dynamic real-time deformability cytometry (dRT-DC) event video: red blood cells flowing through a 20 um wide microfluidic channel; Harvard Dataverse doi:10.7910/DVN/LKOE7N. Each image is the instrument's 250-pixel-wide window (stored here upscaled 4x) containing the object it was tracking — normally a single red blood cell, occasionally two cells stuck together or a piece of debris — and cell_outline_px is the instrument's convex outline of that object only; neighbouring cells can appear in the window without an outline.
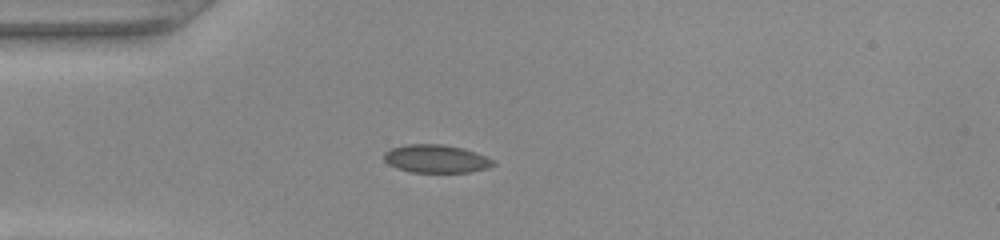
{"species": "common noctule bat (a hibernating species)", "species_latin": "Nyctalus noctula", "temperature_condition": "warm", "stored_images_in_passage": 36, "camera_frame_rate_fps": 3000, "um_per_image_px": 0.085, "animal": {"sex": "female", "body_mass_g": 22.0, "forearm_length_mm": 56.7}, "frame": {"image": 1, "passage_image": 1, "time_ms": 0.0, "image_size_px": [1000, 240], "cell_outline_px": [[496, 164], [488, 168], [468, 172], [412, 172], [396, 168], [388, 164], [384, 160], [384, 152], [392, 148], [408, 144], [444, 144], [464, 148], [476, 152], [496, 160]], "centroid_in_image_um": [37.1, 13.49], "position_along_channel_um": 47.9, "area_um2": 18.03}}
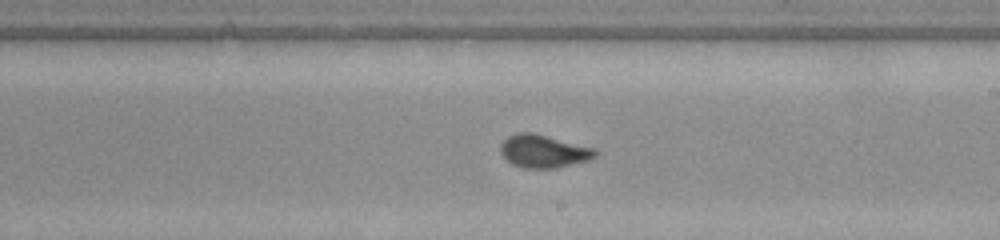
{"frame": {"image": 2, "passage_image": 16, "time_ms": 5.0, "image_size_px": [1000, 240], "cell_outline_px": [[600, 152], [596, 156], [588, 160], [556, 168], [524, 168], [512, 164], [500, 152], [500, 144], [508, 136], [516, 132], [532, 132], [596, 148]], "centroid_in_image_um": [46.22, 12.84], "position_along_channel_um": 242.8, "area_um2": 18.26}}
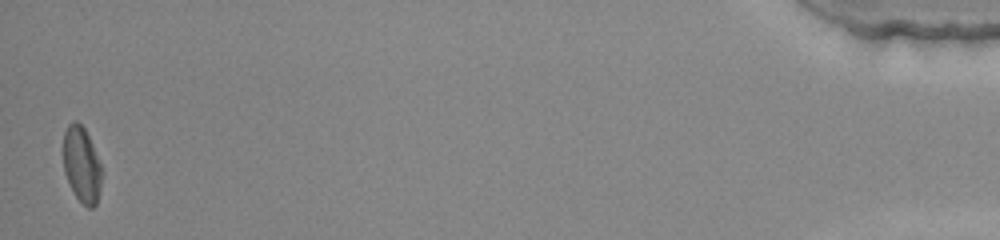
{"frame": {"image": 3, "passage_image": 36, "time_ms": 11.667, "image_size_px": [1000, 240], "cell_outline_px": [[100, 188], [96, 204], [92, 208], [88, 208], [76, 196], [64, 172], [64, 132], [68, 124], [72, 120], [76, 120], [84, 128], [88, 136], [100, 164]], "centroid_in_image_um": [6.92, 13.97], "position_along_channel_um": 428.3, "area_um2": 16.42}}